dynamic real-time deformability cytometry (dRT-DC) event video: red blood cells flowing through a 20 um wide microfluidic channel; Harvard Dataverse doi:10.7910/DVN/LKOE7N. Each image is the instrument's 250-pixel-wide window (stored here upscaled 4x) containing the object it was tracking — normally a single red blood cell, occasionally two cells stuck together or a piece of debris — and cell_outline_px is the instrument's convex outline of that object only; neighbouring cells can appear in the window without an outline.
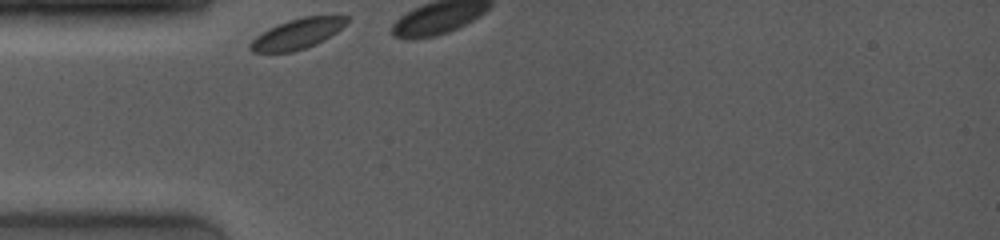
{"species": "common noctule bat (a hibernating species)", "species_latin": "Nyctalus noctula", "temperature_condition": "room temperature", "stored_images_in_passage": 4, "camera_frame_rate_fps": 4000, "um_per_image_px": 0.085, "animal": {"sex": "female", "body_mass_g": 19.0, "forearm_length_mm": 53.3}, "frame": {"image": 1, "passage_image": 1, "time_ms": 0.0, "image_size_px": [1000, 240], "cell_outline_px": [[348, 24], [324, 40], [316, 44], [292, 52], [252, 52], [248, 48], [248, 44], [256, 36], [268, 28], [288, 20], [304, 16], [348, 16]], "centroid_in_image_um": [25.26, 2.87], "position_along_channel_um": 59.7, "area_um2": 17.05}}